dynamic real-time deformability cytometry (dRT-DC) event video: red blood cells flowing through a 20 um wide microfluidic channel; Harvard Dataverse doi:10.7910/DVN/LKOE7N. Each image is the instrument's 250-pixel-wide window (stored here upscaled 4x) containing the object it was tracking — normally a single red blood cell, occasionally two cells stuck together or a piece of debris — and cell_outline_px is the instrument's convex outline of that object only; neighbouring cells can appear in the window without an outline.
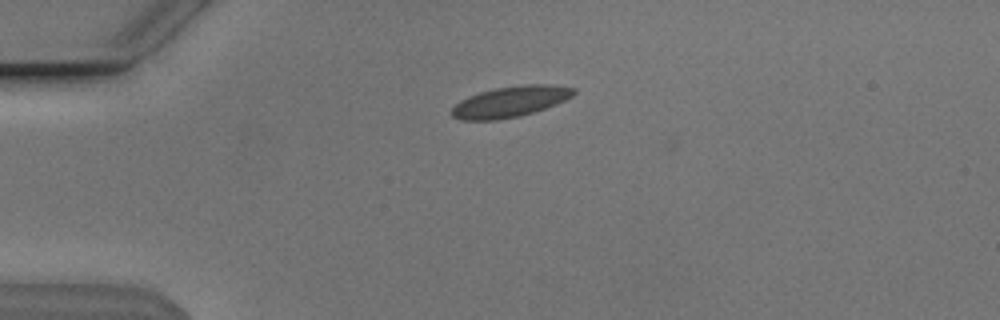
{"species": "Egyptian fruit bat (a non-hibernating species)", "species_latin": "Rousettus aegyptiacus", "temperature_condition": "cold", "stored_images_in_passage": 15, "camera_frame_rate_fps": 3000, "um_per_image_px": 0.085, "animal": {"sex": "male"}, "frame": {"image": 1, "passage_image": 1, "time_ms": 0.0, "image_size_px": [1000, 320], "cell_outline_px": [[576, 92], [572, 96], [556, 104], [520, 116], [496, 120], [460, 120], [452, 116], [452, 108], [460, 100], [468, 96], [480, 92], [496, 88], [524, 84], [552, 84], [576, 88]], "centroid_in_image_um": [43.38, 8.63], "position_along_channel_um": 41.6, "area_um2": 21.85}}
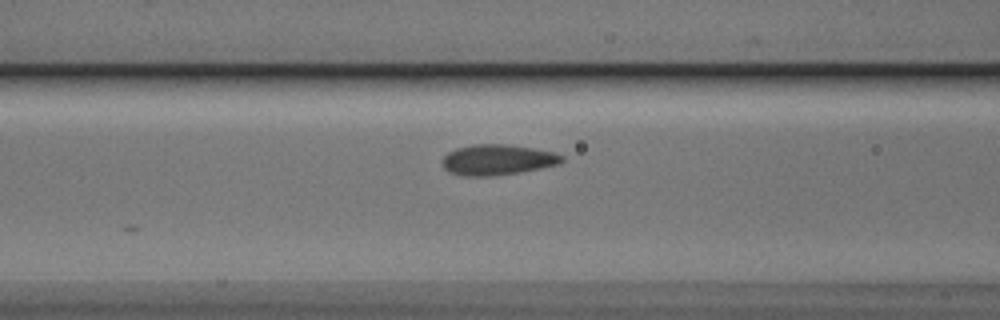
{"frame": {"image": 2, "passage_image": 10, "time_ms": 3.0, "image_size_px": [1000, 320], "cell_outline_px": [[564, 160], [560, 164], [520, 172], [492, 176], [460, 176], [448, 172], [444, 168], [444, 156], [448, 152], [456, 148], [472, 144], [504, 144], [532, 148], [556, 152], [564, 156]], "centroid_in_image_um": [42.3, 13.58], "position_along_channel_um": 124.3, "area_um2": 21.39}}
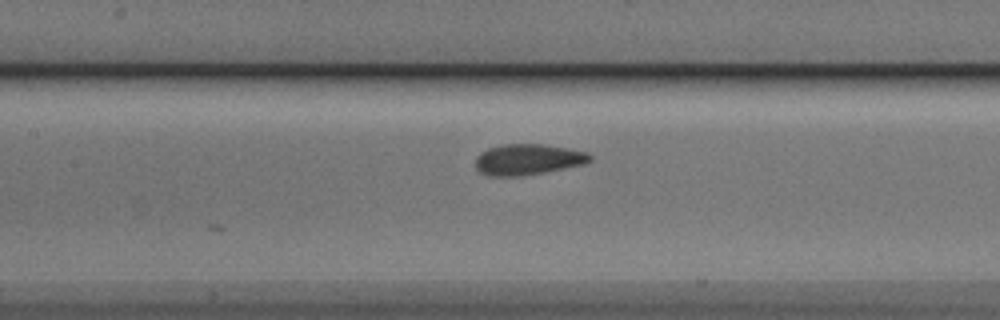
{"frame": {"image": 3, "passage_image": 13, "time_ms": 4.0, "image_size_px": [1000, 320], "cell_outline_px": [[592, 160], [584, 164], [544, 172], [520, 176], [488, 176], [480, 172], [476, 168], [476, 156], [480, 152], [488, 148], [504, 144], [544, 144], [568, 148], [588, 152], [592, 156]], "centroid_in_image_um": [44.87, 13.55], "position_along_channel_um": 162.5, "area_um2": 20.69}}